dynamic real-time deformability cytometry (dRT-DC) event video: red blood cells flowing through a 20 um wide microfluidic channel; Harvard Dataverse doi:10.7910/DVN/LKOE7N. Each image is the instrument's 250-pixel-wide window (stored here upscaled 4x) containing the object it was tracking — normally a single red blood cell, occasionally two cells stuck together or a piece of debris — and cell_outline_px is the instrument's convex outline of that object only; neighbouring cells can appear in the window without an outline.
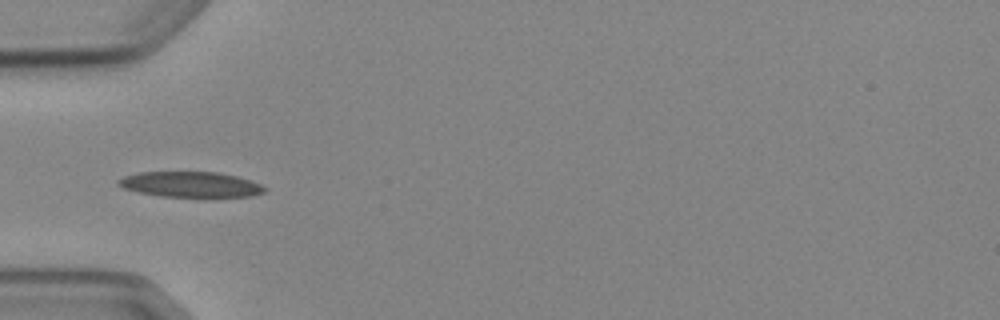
{"species": "Egyptian fruit bat (a non-hibernating species)", "species_latin": "Rousettus aegyptiacus", "temperature_condition": "cold", "stored_images_in_passage": 8, "camera_frame_rate_fps": 3000, "um_per_image_px": 0.085, "animal": {"sex": "female"}, "frame": {"image": 1, "passage_image": 5, "time_ms": 4.667, "image_size_px": [1000, 320], "cell_outline_px": [[268, 188], [264, 192], [252, 196], [160, 196], [140, 192], [124, 188], [116, 184], [116, 180], [124, 176], [140, 172], [216, 172], [236, 176], [252, 180]], "centroid_in_image_um": [16.2, 15.66], "position_along_channel_um": 68.8, "area_um2": 21.5}}
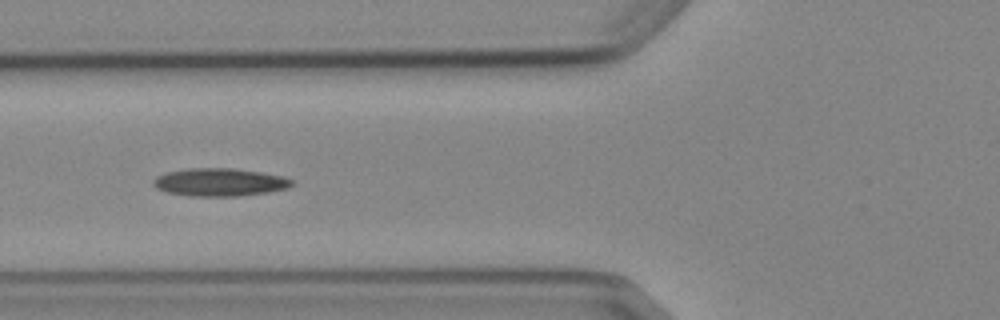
{"frame": {"image": 2, "passage_image": 6, "time_ms": 5.667, "image_size_px": [1000, 320], "cell_outline_px": [[296, 180], [288, 188], [268, 192], [236, 196], [188, 196], [168, 192], [156, 188], [152, 184], [152, 180], [156, 176], [168, 172], [188, 168], [232, 168], [260, 172], [284, 176]], "centroid_in_image_um": [18.68, 15.48], "position_along_channel_um": 107.1, "area_um2": 22.6}}